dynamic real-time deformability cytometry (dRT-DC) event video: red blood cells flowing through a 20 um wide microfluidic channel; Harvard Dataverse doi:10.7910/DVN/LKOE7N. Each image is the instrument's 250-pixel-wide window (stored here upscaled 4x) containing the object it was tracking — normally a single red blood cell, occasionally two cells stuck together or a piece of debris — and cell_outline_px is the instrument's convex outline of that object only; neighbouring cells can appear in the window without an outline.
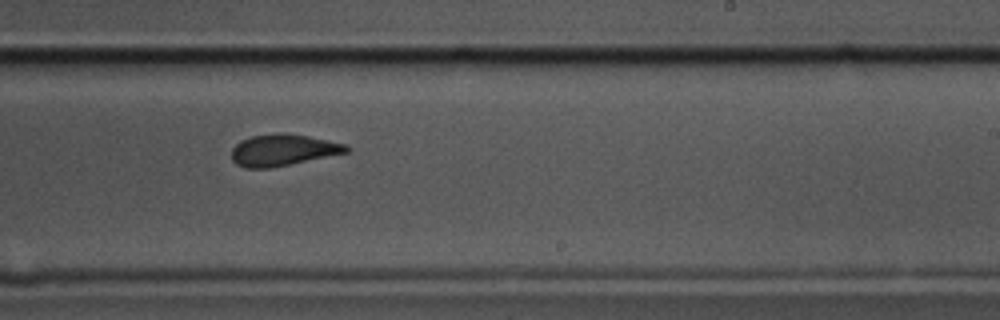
{"species": "common noctule bat (a hibernating species)", "species_latin": "Nyctalus noctula", "temperature_condition": "cold", "stored_images_in_passage": 12, "camera_frame_rate_fps": 3000, "um_per_image_px": 0.085, "animal": {"sex": "male", "body_mass_g": 17.5, "forearm_length_mm": 52.3}, "frame": {"image": 1, "passage_image": 7, "time_ms": 2.0, "image_size_px": [1000, 320], "cell_outline_px": [[352, 148], [348, 152], [272, 168], [244, 168], [236, 164], [232, 160], [232, 148], [240, 140], [252, 136], [308, 136], [348, 144]], "centroid_in_image_um": [24.07, 12.8], "position_along_channel_um": 264.9, "area_um2": 20.46}}
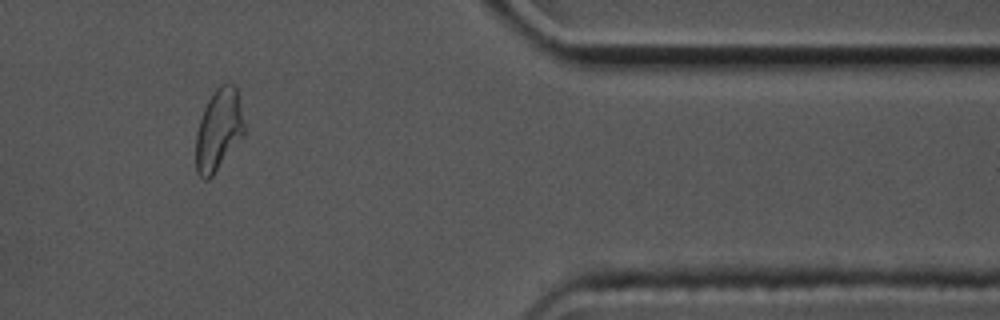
{"frame": {"image": 2, "passage_image": 10, "time_ms": 3.0, "image_size_px": [1000, 320], "cell_outline_px": [[244, 132], [212, 176], [208, 180], [204, 180], [196, 172], [196, 136], [200, 120], [204, 108], [208, 100], [216, 88], [220, 84], [236, 84], [244, 124]], "centroid_in_image_um": [18.56, 11.01], "position_along_channel_um": 392.8, "area_um2": 22.48}}